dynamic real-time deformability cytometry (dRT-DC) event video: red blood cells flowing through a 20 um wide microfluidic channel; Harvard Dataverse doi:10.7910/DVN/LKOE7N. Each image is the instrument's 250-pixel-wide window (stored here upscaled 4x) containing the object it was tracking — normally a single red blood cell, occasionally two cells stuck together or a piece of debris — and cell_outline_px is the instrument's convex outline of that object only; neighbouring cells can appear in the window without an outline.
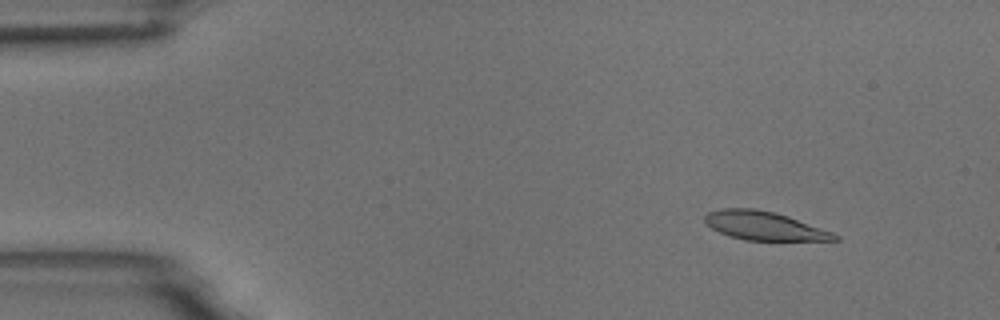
{"species": "common noctule bat (a hibernating species)", "species_latin": "Nyctalus noctula", "temperature_condition": "room temperature", "stored_images_in_passage": 5, "camera_frame_rate_fps": 3000, "um_per_image_px": 0.085, "animal": {"sex": "male", "body_mass_g": 18.8}, "frame": {"image": 1, "passage_image": 2, "time_ms": 1.0, "image_size_px": [1000, 320], "cell_outline_px": [[840, 240], [744, 240], [728, 236], [712, 228], [704, 220], [704, 216], [708, 212], [720, 208], [756, 208], [776, 212], [788, 216], [832, 232], [840, 236]], "centroid_in_image_um": [64.94, 19.18], "position_along_channel_um": 20.1, "area_um2": 21.62}}
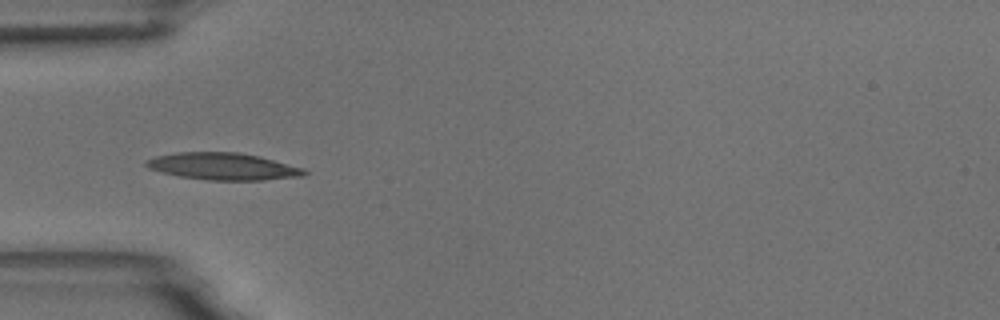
{"frame": {"image": 2, "passage_image": 5, "time_ms": 4.667, "image_size_px": [1000, 320], "cell_outline_px": [[308, 172], [304, 176], [264, 180], [208, 180], [180, 176], [148, 168], [144, 164], [144, 160], [156, 156], [176, 152], [240, 152], [260, 156], [304, 168]], "centroid_in_image_um": [18.98, 14.13], "position_along_channel_um": 66.0, "area_um2": 24.97}}